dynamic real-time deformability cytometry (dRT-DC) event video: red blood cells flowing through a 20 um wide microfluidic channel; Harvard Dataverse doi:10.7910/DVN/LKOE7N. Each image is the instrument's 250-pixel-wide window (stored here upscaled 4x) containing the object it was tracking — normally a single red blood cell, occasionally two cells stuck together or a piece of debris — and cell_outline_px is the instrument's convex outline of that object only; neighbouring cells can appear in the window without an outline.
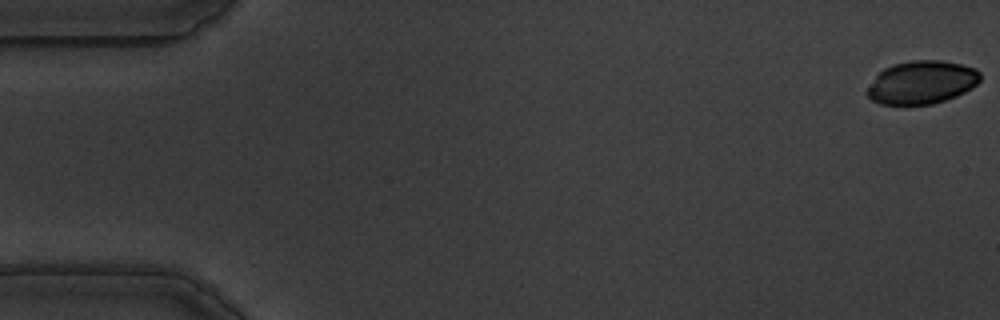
{"species": "common noctule bat (a hibernating species)", "species_latin": "Nyctalus noctula", "temperature_condition": "warm", "stored_images_in_passage": 57, "camera_frame_rate_fps": 3000, "um_per_image_px": 0.085, "animal": {"sex": "male", "body_mass_g": 19.5, "forearm_length_mm": 54.6}, "frame": {"image": 1, "passage_image": 1, "time_ms": 0.0, "image_size_px": [1000, 320], "cell_outline_px": [[980, 80], [972, 88], [956, 96], [932, 104], [880, 104], [872, 100], [864, 92], [876, 76], [884, 68], [892, 64], [912, 60], [940, 60], [960, 64], [976, 68], [980, 72]], "centroid_in_image_um": [78.34, 6.99], "position_along_channel_um": 6.7, "area_um2": 28.38}}
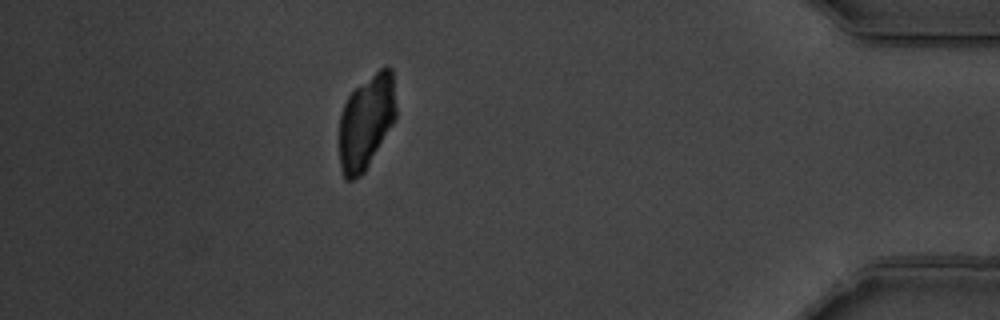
{"frame": {"image": 2, "passage_image": 51, "time_ms": 16.667, "image_size_px": [1000, 320], "cell_outline_px": [[396, 120], [364, 172], [360, 176], [352, 180], [344, 180], [340, 168], [340, 116], [344, 104], [348, 96], [356, 88], [380, 68], [388, 64], [392, 68], [396, 108]], "centroid_in_image_um": [31.14, 10.36], "position_along_channel_um": 404.1, "area_um2": 31.33}}